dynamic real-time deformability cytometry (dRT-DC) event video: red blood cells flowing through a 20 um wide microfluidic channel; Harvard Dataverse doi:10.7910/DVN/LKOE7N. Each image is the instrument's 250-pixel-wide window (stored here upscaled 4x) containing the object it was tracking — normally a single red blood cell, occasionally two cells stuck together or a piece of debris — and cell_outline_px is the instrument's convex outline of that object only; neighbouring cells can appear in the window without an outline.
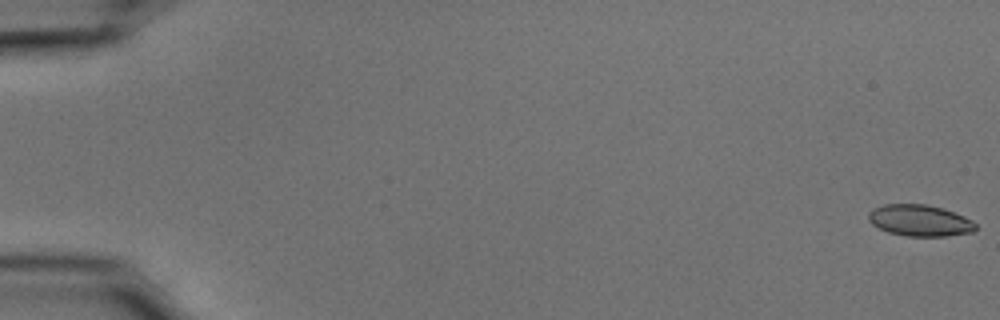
{"species": "common noctule bat (a hibernating species)", "species_latin": "Nyctalus noctula", "temperature_condition": "cold", "stored_images_in_passage": 55, "camera_frame_rate_fps": 3000, "um_per_image_px": 0.085, "animal": {"sex": "male", "body_mass_g": 15.6}, "frame": {"image": 1, "passage_image": 1, "time_ms": 0.0, "image_size_px": [1000, 320], "cell_outline_px": [[976, 228], [972, 232], [944, 236], [904, 236], [888, 232], [872, 224], [868, 220], [868, 212], [872, 208], [884, 204], [924, 204], [944, 208], [964, 216], [972, 220], [976, 224]], "centroid_in_image_um": [78.16, 18.73], "position_along_channel_um": 6.8, "area_um2": 19.71}}
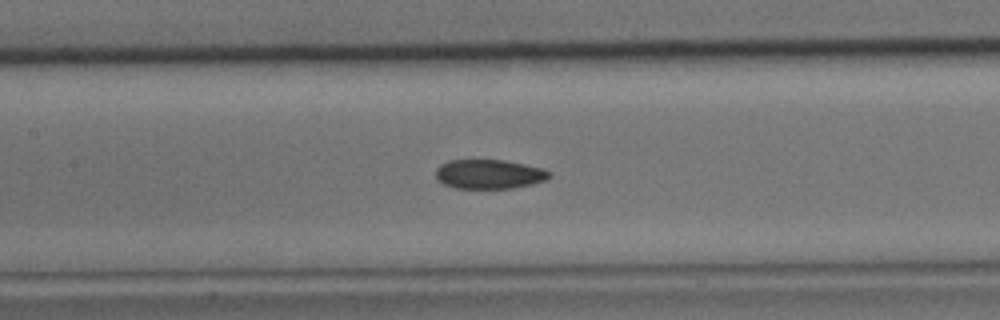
{"frame": {"image": 2, "passage_image": 27, "time_ms": 8.667, "image_size_px": [1000, 320], "cell_outline_px": [[552, 176], [548, 180], [532, 184], [512, 188], [456, 188], [444, 184], [436, 176], [436, 168], [440, 164], [448, 160], [504, 160], [544, 168], [552, 172]], "centroid_in_image_um": [41.63, 14.8], "position_along_channel_um": 165.8, "area_um2": 19.54}}
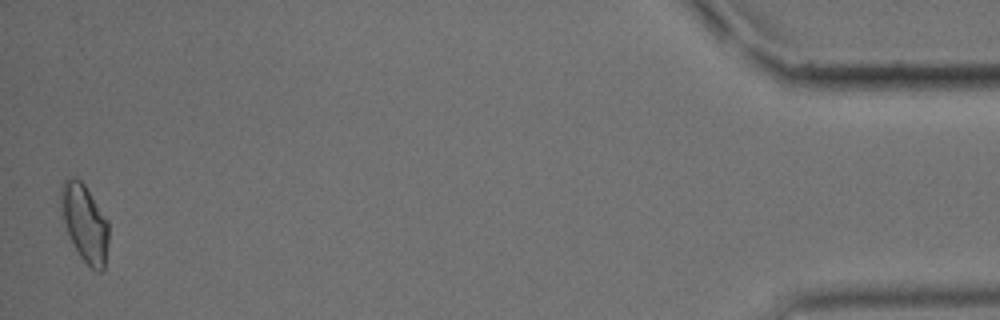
{"frame": {"image": 3, "passage_image": 55, "time_ms": 18.0, "image_size_px": [1000, 320], "cell_outline_px": [[108, 240], [104, 268], [100, 272], [96, 272], [80, 256], [68, 232], [64, 220], [60, 204], [60, 188], [64, 180], [68, 176], [76, 176], [84, 184], [108, 220]], "centroid_in_image_um": [7.2, 18.9], "position_along_channel_um": 428.0, "area_um2": 21.27}, "authors_computed_cell_mechanics": {"area_um2": 20.0566, "velocity_mm_per_s": 3.6944, "shape_relaxation_time_tau1_ms": 6.1969, "shape_relaxation_time_tau2_ms": 3.4073, "deformation_change_tau1": 0.1309, "deformation_change_tau2": 0.0797}}